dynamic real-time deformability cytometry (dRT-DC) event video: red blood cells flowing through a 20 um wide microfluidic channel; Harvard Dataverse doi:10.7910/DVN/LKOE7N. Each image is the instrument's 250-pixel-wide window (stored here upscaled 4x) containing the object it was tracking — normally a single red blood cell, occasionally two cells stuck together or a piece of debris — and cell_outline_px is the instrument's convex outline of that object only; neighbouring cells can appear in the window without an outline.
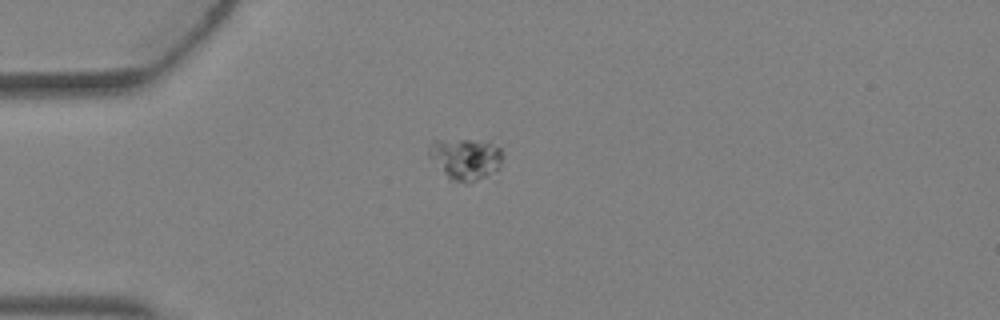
{"species": "Egyptian fruit bat (a non-hibernating species)", "species_latin": "Rousettus aegyptiacus", "temperature_condition": "warm", "stored_images_in_passage": 1, "camera_frame_rate_fps": 3000, "um_per_image_px": 0.085, "animal": {"sex": "female"}, "frame": {"image": 1, "passage_image": 1, "time_ms": 0.0, "image_size_px": [1000, 320], "cell_outline_px": [[500, 164], [488, 176], [468, 184], [464, 184], [448, 176], [428, 156], [428, 148], [432, 140], [488, 140], [500, 148]], "centroid_in_image_um": [39.55, 13.48], "position_along_channel_um": 45.4, "area_um2": 17.57}}